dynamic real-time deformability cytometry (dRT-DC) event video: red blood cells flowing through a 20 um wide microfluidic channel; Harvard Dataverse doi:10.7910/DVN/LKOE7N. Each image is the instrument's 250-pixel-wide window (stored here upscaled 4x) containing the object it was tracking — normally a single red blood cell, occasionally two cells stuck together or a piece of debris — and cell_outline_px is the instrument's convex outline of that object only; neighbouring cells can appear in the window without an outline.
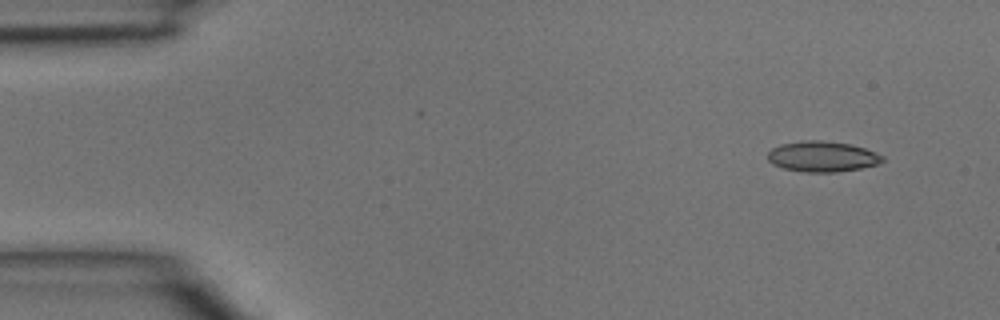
{"species": "common noctule bat (a hibernating species)", "species_latin": "Nyctalus noctula", "temperature_condition": "room temperature", "stored_images_in_passage": 4, "camera_frame_rate_fps": 3000, "um_per_image_px": 0.085, "animal": {"sex": "male", "body_mass_g": 15.6}, "frame": {"image": 1, "passage_image": 1, "time_ms": 0.0, "image_size_px": [1000, 320], "cell_outline_px": [[884, 160], [876, 164], [860, 168], [836, 172], [804, 172], [784, 168], [772, 164], [768, 160], [768, 152], [772, 148], [780, 144], [804, 140], [820, 140], [848, 144], [864, 148], [884, 156]], "centroid_in_image_um": [69.86, 13.3], "position_along_channel_um": 15.1, "area_um2": 20.29}}
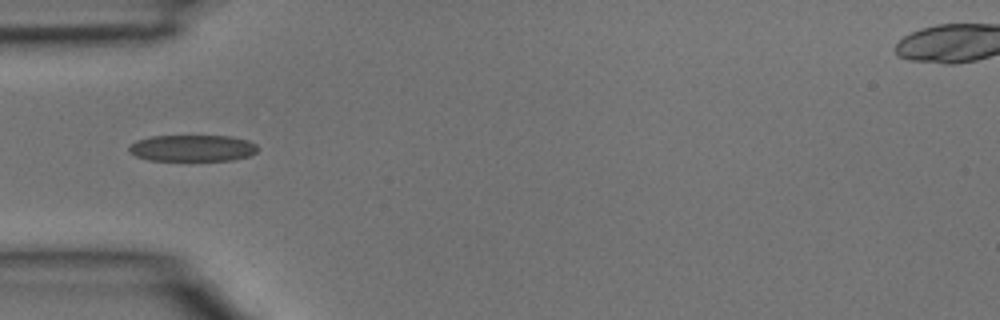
{"frame": {"image": 2, "passage_image": 3, "time_ms": 0.667, "image_size_px": [1000, 320], "cell_outline_px": [[256, 152], [248, 156], [232, 160], [148, 160], [136, 156], [128, 152], [128, 144], [136, 140], [152, 136], [232, 136], [248, 140], [256, 144]], "centroid_in_image_um": [16.31, 12.58], "position_along_channel_um": 68.7, "area_um2": 19.94}}